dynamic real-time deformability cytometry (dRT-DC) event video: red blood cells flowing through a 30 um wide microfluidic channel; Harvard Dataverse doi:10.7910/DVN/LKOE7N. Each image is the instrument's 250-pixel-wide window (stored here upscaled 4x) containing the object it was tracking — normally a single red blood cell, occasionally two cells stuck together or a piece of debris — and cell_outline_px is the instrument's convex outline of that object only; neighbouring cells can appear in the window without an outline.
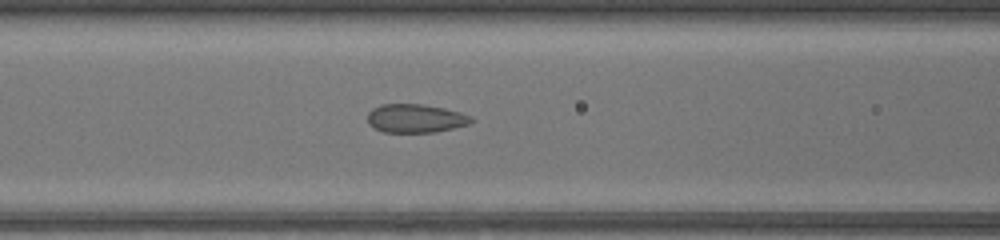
{"species": "common noctule bat (a hibernating species)", "species_latin": "Nyctalus noctula", "temperature_condition": "warm", "stored_images_in_passage": 9, "camera_frame_rate_fps": 3000, "um_per_image_px": 0.085, "animal": {"sex": "female", "body_mass_g": 17.0, "forearm_length_mm": 48.0}, "frame": {"image": 1, "passage_image": 8, "time_ms": 2.333, "image_size_px": [1000, 240], "cell_outline_px": [[476, 120], [468, 124], [436, 132], [384, 132], [368, 124], [368, 112], [372, 108], [380, 104], [420, 104], [444, 108], [460, 112], [472, 116]], "centroid_in_image_um": [35.33, 10.05], "position_along_channel_um": 131.3, "area_um2": 17.28}}